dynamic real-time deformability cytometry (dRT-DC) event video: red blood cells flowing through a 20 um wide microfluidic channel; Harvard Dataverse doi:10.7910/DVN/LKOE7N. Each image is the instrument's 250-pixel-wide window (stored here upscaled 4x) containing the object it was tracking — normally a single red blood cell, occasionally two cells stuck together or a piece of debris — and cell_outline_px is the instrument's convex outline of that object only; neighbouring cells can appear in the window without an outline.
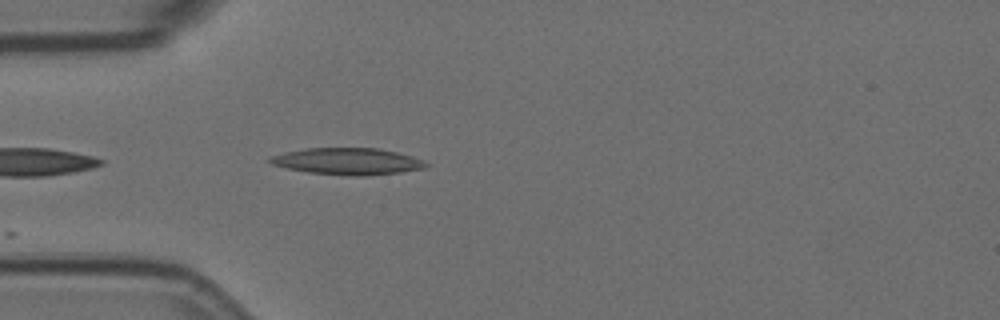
{"species": "Egyptian fruit bat (a non-hibernating species)", "species_latin": "Rousettus aegyptiacus", "temperature_condition": "room temperature", "stored_images_in_passage": 18, "camera_frame_rate_fps": 3000, "um_per_image_px": 0.085, "animal": {"sex": "female"}, "frame": {"image": 1, "passage_image": 2, "time_ms": 0.333, "image_size_px": [1000, 320], "cell_outline_px": [[432, 164], [424, 168], [400, 172], [364, 176], [352, 176], [308, 172], [288, 168], [272, 164], [268, 160], [268, 156], [284, 152], [304, 148], [376, 148], [396, 152], [412, 156], [424, 160]], "centroid_in_image_um": [29.55, 13.71], "position_along_channel_um": 55.4, "area_um2": 24.33}}
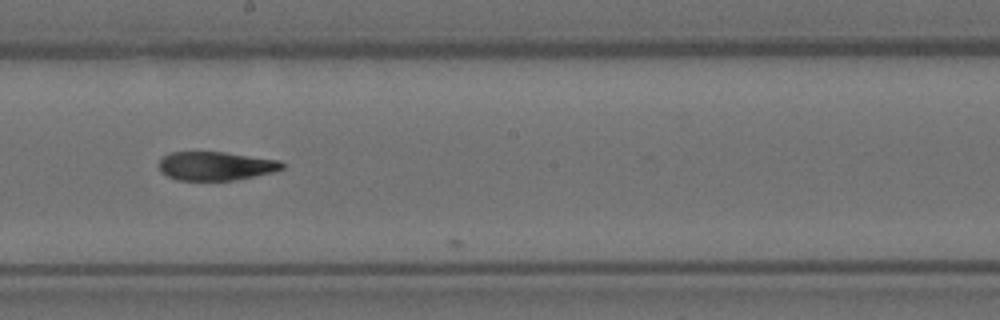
{"frame": {"image": 2, "passage_image": 17, "time_ms": 5.333, "image_size_px": [1000, 320], "cell_outline_px": [[284, 168], [272, 172], [232, 180], [176, 180], [160, 172], [160, 160], [164, 156], [172, 152], [224, 152], [280, 160], [284, 164]], "centroid_in_image_um": [18.33, 14.1], "position_along_channel_um": 229.9, "area_um2": 20.4}}